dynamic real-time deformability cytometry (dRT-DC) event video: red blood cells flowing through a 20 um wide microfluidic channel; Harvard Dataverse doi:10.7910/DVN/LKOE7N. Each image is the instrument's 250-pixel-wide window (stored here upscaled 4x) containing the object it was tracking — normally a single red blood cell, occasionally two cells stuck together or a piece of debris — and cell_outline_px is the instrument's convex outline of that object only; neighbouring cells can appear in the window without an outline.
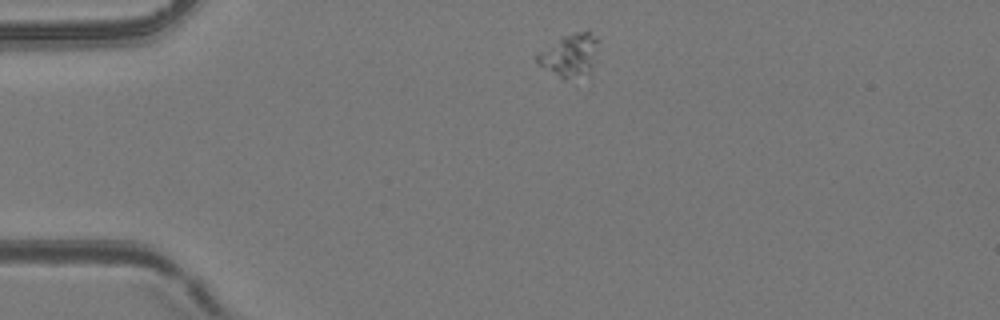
{"species": "common noctule bat (a hibernating species)", "species_latin": "Nyctalus noctula", "temperature_condition": "room temperature", "stored_images_in_passage": 2, "camera_frame_rate_fps": 3000, "um_per_image_px": 0.085, "animal": {"sex": "female", "body_mass_g": 24.6, "forearm_length_mm": 56.2}, "frame": {"image": 1, "passage_image": 1, "time_ms": 0.0, "image_size_px": [1000, 320], "cell_outline_px": [[596, 40], [592, 72], [588, 76], [564, 80], [536, 64], [536, 56], [540, 52], [560, 36], [576, 32], [588, 32], [596, 36]], "centroid_in_image_um": [48.39, 4.74], "position_along_channel_um": 36.6, "area_um2": 15.26}}